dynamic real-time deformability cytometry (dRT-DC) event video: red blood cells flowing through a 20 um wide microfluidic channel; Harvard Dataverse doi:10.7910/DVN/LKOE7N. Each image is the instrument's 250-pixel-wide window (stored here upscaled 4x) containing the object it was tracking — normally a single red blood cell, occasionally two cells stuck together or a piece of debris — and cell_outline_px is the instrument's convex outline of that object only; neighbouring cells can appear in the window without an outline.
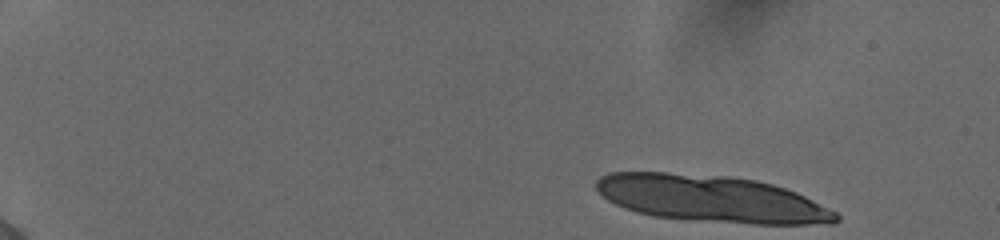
{"species": "human", "species_latin": "Homo sapiens", "temperature_condition": "cold", "stored_images_in_passage": 14, "camera_frame_rate_fps": 3000, "um_per_image_px": 0.085, "donor": {"sex": "female"}, "frame": {"image": 1, "passage_image": 1, "time_ms": 0.0, "image_size_px": [1000, 240], "cell_outline_px": [[840, 220], [832, 224], [752, 224], [656, 216], [624, 208], [608, 200], [596, 188], [596, 180], [600, 176], [608, 172], [668, 172], [728, 176], [756, 180], [772, 184], [796, 192], [836, 212], [840, 216]], "centroid_in_image_um": [60.49, 16.88], "position_along_channel_um": 24.5, "area_um2": 64.91}}